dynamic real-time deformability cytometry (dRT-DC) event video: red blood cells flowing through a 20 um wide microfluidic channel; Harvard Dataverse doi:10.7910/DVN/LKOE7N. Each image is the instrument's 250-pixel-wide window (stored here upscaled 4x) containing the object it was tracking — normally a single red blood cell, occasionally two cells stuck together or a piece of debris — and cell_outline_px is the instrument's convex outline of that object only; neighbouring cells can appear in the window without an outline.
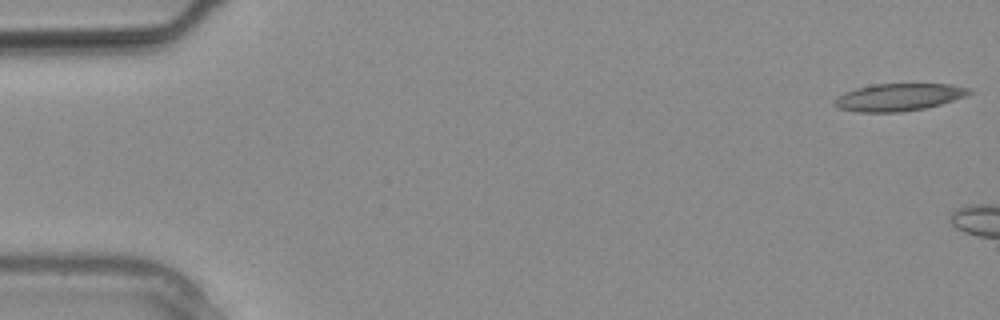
{"species": "common noctule bat (a hibernating species)", "species_latin": "Nyctalus noctula", "temperature_condition": "warm", "stored_images_in_passage": 3, "camera_frame_rate_fps": 3000, "um_per_image_px": 0.085, "animal": {"sex": "male", "body_mass_g": 20.4}, "frame": {"image": 1, "passage_image": 1, "time_ms": 0.0, "image_size_px": [1000, 320], "cell_outline_px": [[972, 92], [964, 96], [940, 104], [924, 108], [900, 112], [856, 112], [840, 108], [832, 104], [832, 100], [836, 96], [844, 92], [856, 88], [876, 84], [952, 84], [972, 88]], "centroid_in_image_um": [76.35, 8.25], "position_along_channel_um": 8.7, "area_um2": 21.5}}